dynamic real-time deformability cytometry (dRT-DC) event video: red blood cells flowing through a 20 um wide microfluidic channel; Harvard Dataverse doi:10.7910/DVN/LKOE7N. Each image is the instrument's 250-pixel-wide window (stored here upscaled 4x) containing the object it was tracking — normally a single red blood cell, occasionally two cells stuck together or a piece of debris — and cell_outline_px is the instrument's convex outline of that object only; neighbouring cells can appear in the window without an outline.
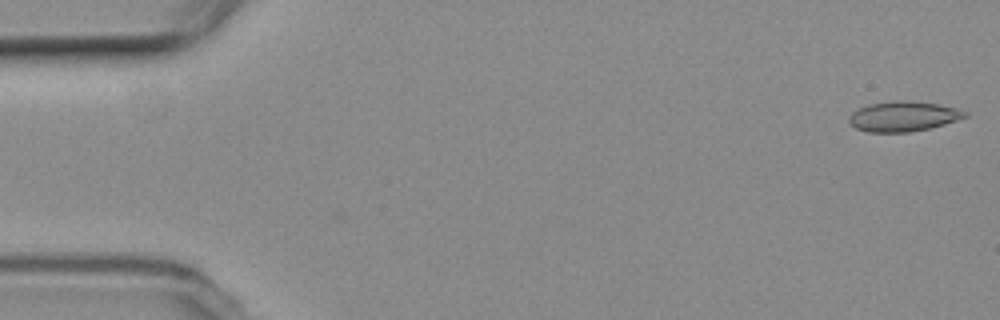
{"species": "common noctule bat (a hibernating species)", "species_latin": "Nyctalus noctula", "temperature_condition": "room temperature", "stored_images_in_passage": 6, "camera_frame_rate_fps": 3000, "um_per_image_px": 0.085, "animal": {"sex": "female", "body_mass_g": 19.3, "forearm_length_mm": 54.1}, "frame": {"image": 1, "passage_image": 1, "time_ms": 0.0, "image_size_px": [1000, 320], "cell_outline_px": [[968, 116], [944, 124], [928, 128], [908, 132], [868, 132], [856, 128], [848, 120], [848, 116], [852, 112], [868, 104], [896, 100], [900, 100], [940, 104], [956, 108], [968, 112]], "centroid_in_image_um": [76.77, 9.88], "position_along_channel_um": 8.2, "area_um2": 20.17}}
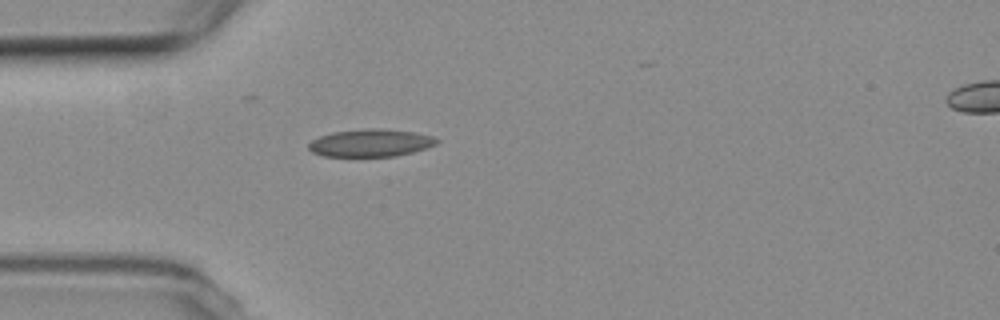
{"frame": {"image": 2, "passage_image": 5, "time_ms": 5.0, "image_size_px": [1000, 320], "cell_outline_px": [[440, 140], [436, 144], [412, 152], [396, 156], [324, 156], [312, 152], [308, 148], [308, 144], [312, 140], [320, 136], [332, 132], [368, 128], [380, 128], [412, 132], [432, 136]], "centroid_in_image_um": [31.48, 12.14], "position_along_channel_um": 53.5, "area_um2": 20.4}}